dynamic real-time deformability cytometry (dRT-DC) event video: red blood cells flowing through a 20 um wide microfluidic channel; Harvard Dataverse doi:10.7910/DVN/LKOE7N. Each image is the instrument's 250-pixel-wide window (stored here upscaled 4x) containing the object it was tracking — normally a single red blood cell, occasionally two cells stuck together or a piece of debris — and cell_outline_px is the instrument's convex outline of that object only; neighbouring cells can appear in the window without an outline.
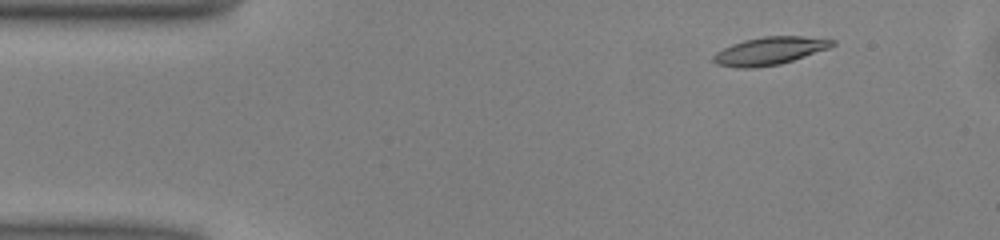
{"species": "common noctule bat (a hibernating species)", "species_latin": "Nyctalus noctula", "temperature_condition": "warm", "stored_images_in_passage": 41, "camera_frame_rate_fps": 3000, "um_per_image_px": 0.085, "animal": {"sex": "male", "body_mass_g": 13.0, "forearm_length_mm": 53.1}, "frame": {"image": 1, "passage_image": 5, "time_ms": 1.333, "image_size_px": [1000, 240], "cell_outline_px": [[836, 44], [828, 48], [780, 64], [752, 68], [736, 68], [716, 64], [712, 60], [712, 56], [716, 52], [732, 44], [744, 40], [764, 36], [804, 36], [836, 40]], "centroid_in_image_um": [65.39, 4.32], "position_along_channel_um": 19.6, "area_um2": 19.19}}
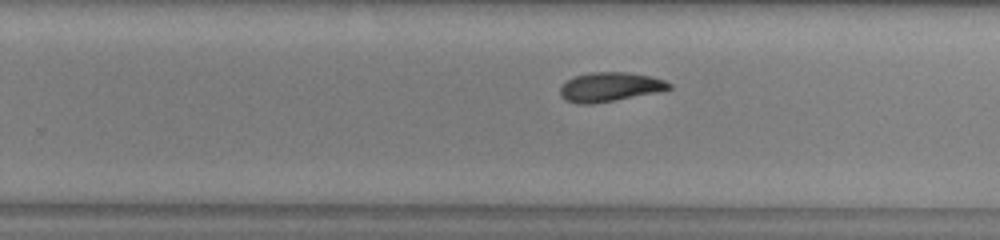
{"frame": {"image": 2, "passage_image": 30, "time_ms": 9.667, "image_size_px": [1000, 240], "cell_outline_px": [[672, 88], [660, 92], [592, 104], [576, 104], [564, 100], [560, 96], [560, 88], [568, 80], [576, 76], [588, 72], [628, 72], [652, 76], [664, 80], [672, 84]], "centroid_in_image_um": [51.86, 7.39], "position_along_channel_um": 277.9, "area_um2": 18.73}}
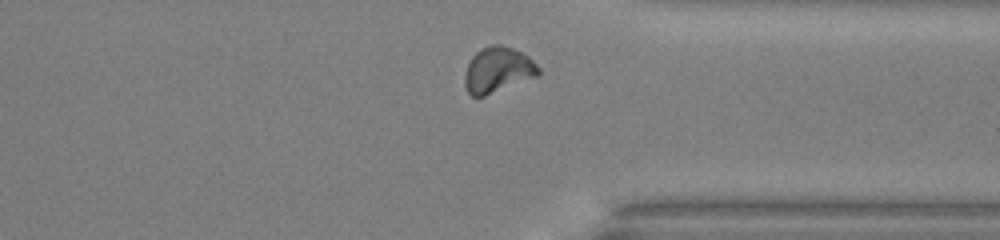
{"frame": {"image": 3, "passage_image": 37, "time_ms": 12.0, "image_size_px": [1000, 240], "cell_outline_px": [[540, 72], [536, 76], [484, 96], [472, 96], [468, 92], [464, 84], [464, 72], [472, 56], [480, 48], [488, 44], [500, 44], [512, 48], [528, 56], [540, 68]], "centroid_in_image_um": [42.27, 5.92], "position_along_channel_um": 369.1, "area_um2": 19.48}, "authors_computed_cell_mechanics": {"area_um2": 18.9584, "velocity_mm_per_s": 4.0351, "shape_relaxation_time_tau1_ms": 4.3759, "shape_relaxation_time_tau2_ms": 4.4601, "deformation_change_tau1": 0.1447, "deformation_change_tau2": 0.0963}}